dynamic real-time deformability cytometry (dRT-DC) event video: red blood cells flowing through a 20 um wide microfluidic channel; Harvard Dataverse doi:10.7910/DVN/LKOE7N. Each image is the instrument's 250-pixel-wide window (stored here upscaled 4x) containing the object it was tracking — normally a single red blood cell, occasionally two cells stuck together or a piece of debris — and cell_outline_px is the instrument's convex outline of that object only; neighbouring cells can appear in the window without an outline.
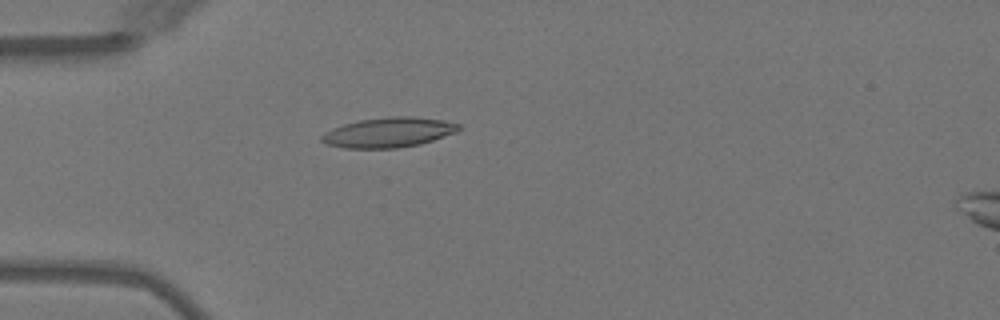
{"species": "Egyptian fruit bat (a non-hibernating species)", "species_latin": "Rousettus aegyptiacus", "temperature_condition": "warm", "stored_images_in_passage": 2, "segment_of_instrument_passage": [1, 2], "camera_frame_rate_fps": 3000, "um_per_image_px": 0.085, "animal": {"sex": "female"}, "frame": {"image": 1, "passage_image": 1, "time_ms": 0.0, "image_size_px": [1000, 320], "cell_outline_px": [[460, 128], [456, 132], [420, 144], [396, 148], [344, 148], [328, 144], [320, 140], [320, 136], [332, 128], [344, 124], [360, 120], [388, 116], [412, 116], [444, 120], [460, 124]], "centroid_in_image_um": [33.03, 11.25], "position_along_channel_um": 52.0, "area_um2": 23.81}}